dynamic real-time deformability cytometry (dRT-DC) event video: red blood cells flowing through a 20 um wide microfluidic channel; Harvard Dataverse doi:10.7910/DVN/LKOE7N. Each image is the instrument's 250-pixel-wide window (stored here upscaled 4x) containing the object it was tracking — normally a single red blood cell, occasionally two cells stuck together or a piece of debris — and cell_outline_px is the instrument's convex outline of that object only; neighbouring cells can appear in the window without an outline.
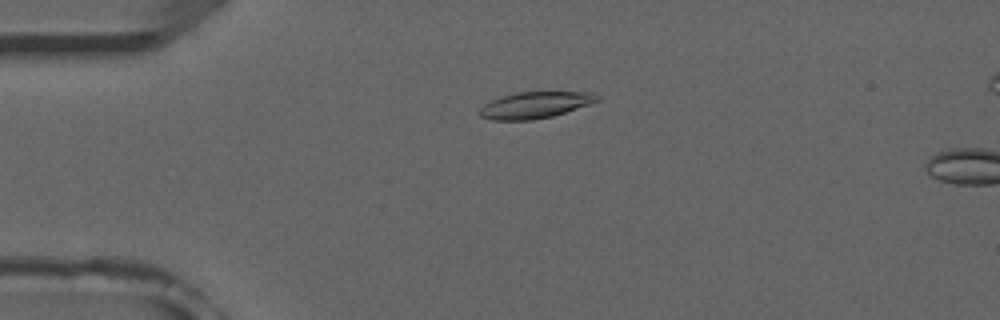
{"species": "common noctule bat (a hibernating species)", "species_latin": "Nyctalus noctula", "temperature_condition": "room temperature", "stored_images_in_passage": 5, "camera_frame_rate_fps": 3000, "um_per_image_px": 0.085, "animal": {"sex": "male", "forearm_length_mm": 52.5}, "frame": {"image": 1, "passage_image": 3, "time_ms": 0.667, "image_size_px": [1000, 320], "cell_outline_px": [[600, 100], [552, 116], [532, 120], [492, 120], [480, 116], [476, 112], [484, 104], [500, 96], [516, 92], [588, 92], [600, 96]], "centroid_in_image_um": [45.41, 8.93], "position_along_channel_um": 39.6, "area_um2": 18.03}}